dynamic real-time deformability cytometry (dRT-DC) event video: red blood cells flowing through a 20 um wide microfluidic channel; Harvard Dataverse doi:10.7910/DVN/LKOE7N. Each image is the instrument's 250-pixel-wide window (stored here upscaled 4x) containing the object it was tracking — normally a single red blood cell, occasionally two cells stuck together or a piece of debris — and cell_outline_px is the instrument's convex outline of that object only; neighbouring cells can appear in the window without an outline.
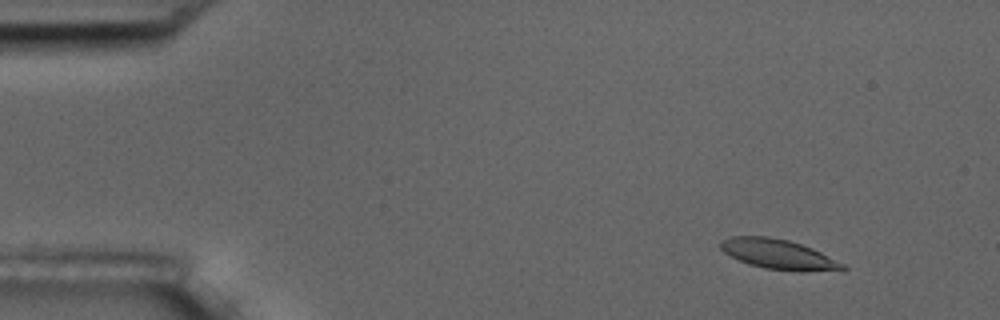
{"species": "common noctule bat (a hibernating species)", "species_latin": "Nyctalus noctula", "temperature_condition": "room temperature", "stored_images_in_passage": 52, "camera_frame_rate_fps": 3000, "um_per_image_px": 0.085, "animal": {"sex": "male", "body_mass_g": 17.5, "forearm_length_mm": 52.3}, "frame": {"image": 1, "passage_image": 1, "time_ms": 0.0, "image_size_px": [1000, 320], "cell_outline_px": [[848, 268], [844, 272], [800, 272], [764, 268], [748, 264], [724, 252], [720, 248], [720, 240], [732, 236], [768, 236], [788, 240], [812, 248], [844, 264]], "centroid_in_image_um": [66.25, 21.64], "position_along_channel_um": 18.8, "area_um2": 21.62}}
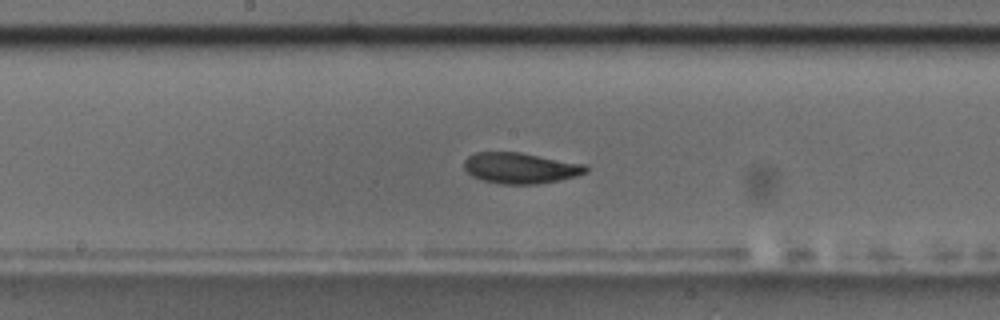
{"frame": {"image": 2, "passage_image": 25, "time_ms": 8.0, "image_size_px": [1000, 320], "cell_outline_px": [[588, 172], [576, 176], [560, 180], [536, 184], [500, 184], [484, 180], [472, 176], [464, 168], [464, 160], [468, 156], [476, 152], [520, 152], [588, 164]], "centroid_in_image_um": [44.28, 14.28], "position_along_channel_um": 203.9, "area_um2": 22.08}}
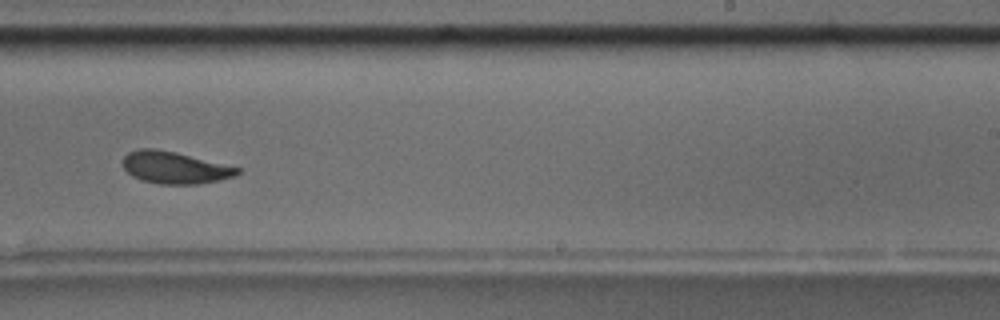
{"frame": {"image": 3, "passage_image": 31, "time_ms": 10.0, "image_size_px": [1000, 320], "cell_outline_px": [[240, 172], [236, 176], [196, 184], [160, 184], [140, 180], [132, 176], [124, 168], [124, 156], [128, 152], [136, 148], [156, 148], [176, 152], [240, 168]], "centroid_in_image_um": [14.82, 14.24], "position_along_channel_um": 274.2, "area_um2": 21.27}, "authors_computed_cell_mechanics": {"area_um2": 21.7328, "velocity_mm_per_s": 3.5153, "shape_relaxation_time_tau1_ms": 2.9628, "shape_relaxation_time_tau2_ms": 4.9719, "deformation_change_tau1": 0.1456, "deformation_change_tau2": 0.1251}}